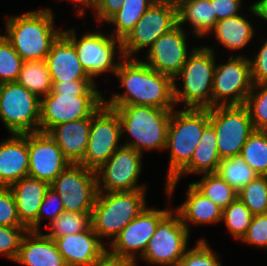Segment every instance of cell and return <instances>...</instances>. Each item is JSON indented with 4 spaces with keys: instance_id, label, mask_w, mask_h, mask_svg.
Segmentation results:
<instances>
[{
    "instance_id": "obj_1",
    "label": "cell",
    "mask_w": 267,
    "mask_h": 266,
    "mask_svg": "<svg viewBox=\"0 0 267 266\" xmlns=\"http://www.w3.org/2000/svg\"><path fill=\"white\" fill-rule=\"evenodd\" d=\"M115 76L125 91L114 94L105 105H144L159 109H175L174 79L159 73L144 61L123 57Z\"/></svg>"
},
{
    "instance_id": "obj_2",
    "label": "cell",
    "mask_w": 267,
    "mask_h": 266,
    "mask_svg": "<svg viewBox=\"0 0 267 266\" xmlns=\"http://www.w3.org/2000/svg\"><path fill=\"white\" fill-rule=\"evenodd\" d=\"M5 38L23 61L45 60L53 42L62 33L54 28L50 8L6 17Z\"/></svg>"
},
{
    "instance_id": "obj_3",
    "label": "cell",
    "mask_w": 267,
    "mask_h": 266,
    "mask_svg": "<svg viewBox=\"0 0 267 266\" xmlns=\"http://www.w3.org/2000/svg\"><path fill=\"white\" fill-rule=\"evenodd\" d=\"M113 108L130 138L123 144L143 154V150H164L171 113L174 109H159L144 105H106Z\"/></svg>"
},
{
    "instance_id": "obj_4",
    "label": "cell",
    "mask_w": 267,
    "mask_h": 266,
    "mask_svg": "<svg viewBox=\"0 0 267 266\" xmlns=\"http://www.w3.org/2000/svg\"><path fill=\"white\" fill-rule=\"evenodd\" d=\"M215 62V53L212 47L201 46L192 51L180 72L174 77L176 105L183 103L185 108H212ZM178 78L183 81L182 89L177 86Z\"/></svg>"
},
{
    "instance_id": "obj_5",
    "label": "cell",
    "mask_w": 267,
    "mask_h": 266,
    "mask_svg": "<svg viewBox=\"0 0 267 266\" xmlns=\"http://www.w3.org/2000/svg\"><path fill=\"white\" fill-rule=\"evenodd\" d=\"M146 189L98 192L91 212V227L98 237L113 240L147 206Z\"/></svg>"
},
{
    "instance_id": "obj_6",
    "label": "cell",
    "mask_w": 267,
    "mask_h": 266,
    "mask_svg": "<svg viewBox=\"0 0 267 266\" xmlns=\"http://www.w3.org/2000/svg\"><path fill=\"white\" fill-rule=\"evenodd\" d=\"M209 123V109L172 110L165 147L170 150L167 182L191 160Z\"/></svg>"
},
{
    "instance_id": "obj_7",
    "label": "cell",
    "mask_w": 267,
    "mask_h": 266,
    "mask_svg": "<svg viewBox=\"0 0 267 266\" xmlns=\"http://www.w3.org/2000/svg\"><path fill=\"white\" fill-rule=\"evenodd\" d=\"M41 99L17 82L0 84V119L9 134L39 132Z\"/></svg>"
},
{
    "instance_id": "obj_8",
    "label": "cell",
    "mask_w": 267,
    "mask_h": 266,
    "mask_svg": "<svg viewBox=\"0 0 267 266\" xmlns=\"http://www.w3.org/2000/svg\"><path fill=\"white\" fill-rule=\"evenodd\" d=\"M62 34L74 45L83 69L93 81H95L94 76L97 77L107 71L115 74L120 63L114 61L117 52L120 54V59L124 57L121 40L112 35L107 36L100 31L86 32L80 39H77L73 28L62 30Z\"/></svg>"
},
{
    "instance_id": "obj_9",
    "label": "cell",
    "mask_w": 267,
    "mask_h": 266,
    "mask_svg": "<svg viewBox=\"0 0 267 266\" xmlns=\"http://www.w3.org/2000/svg\"><path fill=\"white\" fill-rule=\"evenodd\" d=\"M209 120L215 129L221 160L240 155L248 137L255 131L244 105L214 106L209 109Z\"/></svg>"
},
{
    "instance_id": "obj_10",
    "label": "cell",
    "mask_w": 267,
    "mask_h": 266,
    "mask_svg": "<svg viewBox=\"0 0 267 266\" xmlns=\"http://www.w3.org/2000/svg\"><path fill=\"white\" fill-rule=\"evenodd\" d=\"M178 25L175 0H156L122 41L124 57L135 58V53L147 48L163 34Z\"/></svg>"
},
{
    "instance_id": "obj_11",
    "label": "cell",
    "mask_w": 267,
    "mask_h": 266,
    "mask_svg": "<svg viewBox=\"0 0 267 266\" xmlns=\"http://www.w3.org/2000/svg\"><path fill=\"white\" fill-rule=\"evenodd\" d=\"M189 234L180 215L171 210L157 225L141 258L151 265L177 266L188 249Z\"/></svg>"
},
{
    "instance_id": "obj_12",
    "label": "cell",
    "mask_w": 267,
    "mask_h": 266,
    "mask_svg": "<svg viewBox=\"0 0 267 266\" xmlns=\"http://www.w3.org/2000/svg\"><path fill=\"white\" fill-rule=\"evenodd\" d=\"M121 137L117 112L103 103L92 115L87 148L79 164L96 171L122 146Z\"/></svg>"
},
{
    "instance_id": "obj_13",
    "label": "cell",
    "mask_w": 267,
    "mask_h": 266,
    "mask_svg": "<svg viewBox=\"0 0 267 266\" xmlns=\"http://www.w3.org/2000/svg\"><path fill=\"white\" fill-rule=\"evenodd\" d=\"M253 85L249 58L244 55H231L227 63L216 65L212 86V108L244 105Z\"/></svg>"
},
{
    "instance_id": "obj_14",
    "label": "cell",
    "mask_w": 267,
    "mask_h": 266,
    "mask_svg": "<svg viewBox=\"0 0 267 266\" xmlns=\"http://www.w3.org/2000/svg\"><path fill=\"white\" fill-rule=\"evenodd\" d=\"M50 187L60 195L64 211L92 212L98 194L96 171L70 163Z\"/></svg>"
},
{
    "instance_id": "obj_15",
    "label": "cell",
    "mask_w": 267,
    "mask_h": 266,
    "mask_svg": "<svg viewBox=\"0 0 267 266\" xmlns=\"http://www.w3.org/2000/svg\"><path fill=\"white\" fill-rule=\"evenodd\" d=\"M104 103L103 95L56 94L41 98L39 132L78 119L91 117Z\"/></svg>"
},
{
    "instance_id": "obj_16",
    "label": "cell",
    "mask_w": 267,
    "mask_h": 266,
    "mask_svg": "<svg viewBox=\"0 0 267 266\" xmlns=\"http://www.w3.org/2000/svg\"><path fill=\"white\" fill-rule=\"evenodd\" d=\"M142 153L122 145L96 170L98 192H121L146 189L137 184L142 172Z\"/></svg>"
},
{
    "instance_id": "obj_17",
    "label": "cell",
    "mask_w": 267,
    "mask_h": 266,
    "mask_svg": "<svg viewBox=\"0 0 267 266\" xmlns=\"http://www.w3.org/2000/svg\"><path fill=\"white\" fill-rule=\"evenodd\" d=\"M172 210L148 208L143 211L109 243L107 250L115 255L130 258L136 262L138 254L143 255L150 238L156 231L159 222ZM139 252V253H136Z\"/></svg>"
},
{
    "instance_id": "obj_18",
    "label": "cell",
    "mask_w": 267,
    "mask_h": 266,
    "mask_svg": "<svg viewBox=\"0 0 267 266\" xmlns=\"http://www.w3.org/2000/svg\"><path fill=\"white\" fill-rule=\"evenodd\" d=\"M184 29L177 25L171 31L161 35L147 50L144 61L159 73L174 77L180 72L187 58L195 49L187 50V35Z\"/></svg>"
},
{
    "instance_id": "obj_19",
    "label": "cell",
    "mask_w": 267,
    "mask_h": 266,
    "mask_svg": "<svg viewBox=\"0 0 267 266\" xmlns=\"http://www.w3.org/2000/svg\"><path fill=\"white\" fill-rule=\"evenodd\" d=\"M28 176L51 184L70 164L62 150L48 133L28 134Z\"/></svg>"
},
{
    "instance_id": "obj_20",
    "label": "cell",
    "mask_w": 267,
    "mask_h": 266,
    "mask_svg": "<svg viewBox=\"0 0 267 266\" xmlns=\"http://www.w3.org/2000/svg\"><path fill=\"white\" fill-rule=\"evenodd\" d=\"M51 239L67 266H90L107 250V243L98 237L91 226L81 233Z\"/></svg>"
},
{
    "instance_id": "obj_21",
    "label": "cell",
    "mask_w": 267,
    "mask_h": 266,
    "mask_svg": "<svg viewBox=\"0 0 267 266\" xmlns=\"http://www.w3.org/2000/svg\"><path fill=\"white\" fill-rule=\"evenodd\" d=\"M28 173V134H10L0 142V187L9 188Z\"/></svg>"
},
{
    "instance_id": "obj_22",
    "label": "cell",
    "mask_w": 267,
    "mask_h": 266,
    "mask_svg": "<svg viewBox=\"0 0 267 266\" xmlns=\"http://www.w3.org/2000/svg\"><path fill=\"white\" fill-rule=\"evenodd\" d=\"M221 158L217 148V138L214 127L209 123L203 130L201 139L193 152L191 160L168 182H166V193L168 198L182 175L217 173Z\"/></svg>"
},
{
    "instance_id": "obj_23",
    "label": "cell",
    "mask_w": 267,
    "mask_h": 266,
    "mask_svg": "<svg viewBox=\"0 0 267 266\" xmlns=\"http://www.w3.org/2000/svg\"><path fill=\"white\" fill-rule=\"evenodd\" d=\"M52 83L92 80L83 69L74 45L61 33L46 57Z\"/></svg>"
},
{
    "instance_id": "obj_24",
    "label": "cell",
    "mask_w": 267,
    "mask_h": 266,
    "mask_svg": "<svg viewBox=\"0 0 267 266\" xmlns=\"http://www.w3.org/2000/svg\"><path fill=\"white\" fill-rule=\"evenodd\" d=\"M49 187L47 182L29 176L9 187L15 198L18 217L29 231H37L39 208Z\"/></svg>"
},
{
    "instance_id": "obj_25",
    "label": "cell",
    "mask_w": 267,
    "mask_h": 266,
    "mask_svg": "<svg viewBox=\"0 0 267 266\" xmlns=\"http://www.w3.org/2000/svg\"><path fill=\"white\" fill-rule=\"evenodd\" d=\"M91 120L92 116L66 122L51 128L47 132L71 164H79L84 158Z\"/></svg>"
},
{
    "instance_id": "obj_26",
    "label": "cell",
    "mask_w": 267,
    "mask_h": 266,
    "mask_svg": "<svg viewBox=\"0 0 267 266\" xmlns=\"http://www.w3.org/2000/svg\"><path fill=\"white\" fill-rule=\"evenodd\" d=\"M15 262L25 266H67L53 239L41 231H27Z\"/></svg>"
},
{
    "instance_id": "obj_27",
    "label": "cell",
    "mask_w": 267,
    "mask_h": 266,
    "mask_svg": "<svg viewBox=\"0 0 267 266\" xmlns=\"http://www.w3.org/2000/svg\"><path fill=\"white\" fill-rule=\"evenodd\" d=\"M186 200L175 210L182 223L190 232L189 224H212L222 220V209L205 197L191 183L188 185Z\"/></svg>"
},
{
    "instance_id": "obj_28",
    "label": "cell",
    "mask_w": 267,
    "mask_h": 266,
    "mask_svg": "<svg viewBox=\"0 0 267 266\" xmlns=\"http://www.w3.org/2000/svg\"><path fill=\"white\" fill-rule=\"evenodd\" d=\"M178 25H192V33L199 38L212 33L217 23L211 0H176Z\"/></svg>"
},
{
    "instance_id": "obj_29",
    "label": "cell",
    "mask_w": 267,
    "mask_h": 266,
    "mask_svg": "<svg viewBox=\"0 0 267 266\" xmlns=\"http://www.w3.org/2000/svg\"><path fill=\"white\" fill-rule=\"evenodd\" d=\"M212 32L218 43L230 51L244 49L255 33L251 22L240 14L219 20Z\"/></svg>"
},
{
    "instance_id": "obj_30",
    "label": "cell",
    "mask_w": 267,
    "mask_h": 266,
    "mask_svg": "<svg viewBox=\"0 0 267 266\" xmlns=\"http://www.w3.org/2000/svg\"><path fill=\"white\" fill-rule=\"evenodd\" d=\"M40 99L52 91V80L46 60L23 61L16 81Z\"/></svg>"
},
{
    "instance_id": "obj_31",
    "label": "cell",
    "mask_w": 267,
    "mask_h": 266,
    "mask_svg": "<svg viewBox=\"0 0 267 266\" xmlns=\"http://www.w3.org/2000/svg\"><path fill=\"white\" fill-rule=\"evenodd\" d=\"M155 1L156 0H123L122 7L119 11L107 21V23H111L115 26L113 27L115 32L111 35L123 41L133 30L146 10Z\"/></svg>"
},
{
    "instance_id": "obj_32",
    "label": "cell",
    "mask_w": 267,
    "mask_h": 266,
    "mask_svg": "<svg viewBox=\"0 0 267 266\" xmlns=\"http://www.w3.org/2000/svg\"><path fill=\"white\" fill-rule=\"evenodd\" d=\"M191 184L205 197L217 204L222 210L228 207L237 198V191L218 173L203 174L200 181Z\"/></svg>"
},
{
    "instance_id": "obj_33",
    "label": "cell",
    "mask_w": 267,
    "mask_h": 266,
    "mask_svg": "<svg viewBox=\"0 0 267 266\" xmlns=\"http://www.w3.org/2000/svg\"><path fill=\"white\" fill-rule=\"evenodd\" d=\"M240 155L258 175L267 176V131L255 130L248 137Z\"/></svg>"
},
{
    "instance_id": "obj_34",
    "label": "cell",
    "mask_w": 267,
    "mask_h": 266,
    "mask_svg": "<svg viewBox=\"0 0 267 266\" xmlns=\"http://www.w3.org/2000/svg\"><path fill=\"white\" fill-rule=\"evenodd\" d=\"M217 173L237 192L258 175L241 155L221 160Z\"/></svg>"
},
{
    "instance_id": "obj_35",
    "label": "cell",
    "mask_w": 267,
    "mask_h": 266,
    "mask_svg": "<svg viewBox=\"0 0 267 266\" xmlns=\"http://www.w3.org/2000/svg\"><path fill=\"white\" fill-rule=\"evenodd\" d=\"M48 226H50L51 232L45 235L49 238L81 233L91 226V212L63 211Z\"/></svg>"
},
{
    "instance_id": "obj_36",
    "label": "cell",
    "mask_w": 267,
    "mask_h": 266,
    "mask_svg": "<svg viewBox=\"0 0 267 266\" xmlns=\"http://www.w3.org/2000/svg\"><path fill=\"white\" fill-rule=\"evenodd\" d=\"M237 197L253 215L267 213V176L257 175L237 192Z\"/></svg>"
},
{
    "instance_id": "obj_37",
    "label": "cell",
    "mask_w": 267,
    "mask_h": 266,
    "mask_svg": "<svg viewBox=\"0 0 267 266\" xmlns=\"http://www.w3.org/2000/svg\"><path fill=\"white\" fill-rule=\"evenodd\" d=\"M253 214L237 197L228 207L222 210V220L229 233L235 239H242L250 226Z\"/></svg>"
},
{
    "instance_id": "obj_38",
    "label": "cell",
    "mask_w": 267,
    "mask_h": 266,
    "mask_svg": "<svg viewBox=\"0 0 267 266\" xmlns=\"http://www.w3.org/2000/svg\"><path fill=\"white\" fill-rule=\"evenodd\" d=\"M244 106L249 112L254 129L267 131V83L254 84Z\"/></svg>"
},
{
    "instance_id": "obj_39",
    "label": "cell",
    "mask_w": 267,
    "mask_h": 266,
    "mask_svg": "<svg viewBox=\"0 0 267 266\" xmlns=\"http://www.w3.org/2000/svg\"><path fill=\"white\" fill-rule=\"evenodd\" d=\"M23 59L11 43L0 35V84L16 82L21 71Z\"/></svg>"
},
{
    "instance_id": "obj_40",
    "label": "cell",
    "mask_w": 267,
    "mask_h": 266,
    "mask_svg": "<svg viewBox=\"0 0 267 266\" xmlns=\"http://www.w3.org/2000/svg\"><path fill=\"white\" fill-rule=\"evenodd\" d=\"M218 257L205 239H199L196 246L186 250L177 266H222Z\"/></svg>"
},
{
    "instance_id": "obj_41",
    "label": "cell",
    "mask_w": 267,
    "mask_h": 266,
    "mask_svg": "<svg viewBox=\"0 0 267 266\" xmlns=\"http://www.w3.org/2000/svg\"><path fill=\"white\" fill-rule=\"evenodd\" d=\"M28 229L26 227L0 226V255L15 261L20 249L23 236Z\"/></svg>"
},
{
    "instance_id": "obj_42",
    "label": "cell",
    "mask_w": 267,
    "mask_h": 266,
    "mask_svg": "<svg viewBox=\"0 0 267 266\" xmlns=\"http://www.w3.org/2000/svg\"><path fill=\"white\" fill-rule=\"evenodd\" d=\"M0 226L25 227L18 217L14 195L6 187H0Z\"/></svg>"
},
{
    "instance_id": "obj_43",
    "label": "cell",
    "mask_w": 267,
    "mask_h": 266,
    "mask_svg": "<svg viewBox=\"0 0 267 266\" xmlns=\"http://www.w3.org/2000/svg\"><path fill=\"white\" fill-rule=\"evenodd\" d=\"M241 240L248 245L267 248V213L253 215L250 226Z\"/></svg>"
},
{
    "instance_id": "obj_44",
    "label": "cell",
    "mask_w": 267,
    "mask_h": 266,
    "mask_svg": "<svg viewBox=\"0 0 267 266\" xmlns=\"http://www.w3.org/2000/svg\"><path fill=\"white\" fill-rule=\"evenodd\" d=\"M63 211L64 206L60 195L52 187H49L39 208L37 217V231H41L40 223L43 218L47 217L51 223Z\"/></svg>"
},
{
    "instance_id": "obj_45",
    "label": "cell",
    "mask_w": 267,
    "mask_h": 266,
    "mask_svg": "<svg viewBox=\"0 0 267 266\" xmlns=\"http://www.w3.org/2000/svg\"><path fill=\"white\" fill-rule=\"evenodd\" d=\"M52 84V91L56 94H74V96L102 95L101 92L96 89V84L93 80L63 81Z\"/></svg>"
},
{
    "instance_id": "obj_46",
    "label": "cell",
    "mask_w": 267,
    "mask_h": 266,
    "mask_svg": "<svg viewBox=\"0 0 267 266\" xmlns=\"http://www.w3.org/2000/svg\"><path fill=\"white\" fill-rule=\"evenodd\" d=\"M249 60L253 84L267 83V40L260 47L254 60Z\"/></svg>"
},
{
    "instance_id": "obj_47",
    "label": "cell",
    "mask_w": 267,
    "mask_h": 266,
    "mask_svg": "<svg viewBox=\"0 0 267 266\" xmlns=\"http://www.w3.org/2000/svg\"><path fill=\"white\" fill-rule=\"evenodd\" d=\"M123 0H94V13L98 22H107L122 7Z\"/></svg>"
},
{
    "instance_id": "obj_48",
    "label": "cell",
    "mask_w": 267,
    "mask_h": 266,
    "mask_svg": "<svg viewBox=\"0 0 267 266\" xmlns=\"http://www.w3.org/2000/svg\"><path fill=\"white\" fill-rule=\"evenodd\" d=\"M241 3L242 0H211L213 13L217 18V22L238 15Z\"/></svg>"
},
{
    "instance_id": "obj_49",
    "label": "cell",
    "mask_w": 267,
    "mask_h": 266,
    "mask_svg": "<svg viewBox=\"0 0 267 266\" xmlns=\"http://www.w3.org/2000/svg\"><path fill=\"white\" fill-rule=\"evenodd\" d=\"M90 266H136V262L130 258L112 254L106 250Z\"/></svg>"
},
{
    "instance_id": "obj_50",
    "label": "cell",
    "mask_w": 267,
    "mask_h": 266,
    "mask_svg": "<svg viewBox=\"0 0 267 266\" xmlns=\"http://www.w3.org/2000/svg\"><path fill=\"white\" fill-rule=\"evenodd\" d=\"M249 8L248 10H250L253 15L267 21V0H258L254 4H251Z\"/></svg>"
},
{
    "instance_id": "obj_51",
    "label": "cell",
    "mask_w": 267,
    "mask_h": 266,
    "mask_svg": "<svg viewBox=\"0 0 267 266\" xmlns=\"http://www.w3.org/2000/svg\"><path fill=\"white\" fill-rule=\"evenodd\" d=\"M72 1L75 2L74 7H79L78 6L79 4H83V6H85V7L93 8V5H94V0H72ZM76 3H78V4H76Z\"/></svg>"
}]
</instances>
